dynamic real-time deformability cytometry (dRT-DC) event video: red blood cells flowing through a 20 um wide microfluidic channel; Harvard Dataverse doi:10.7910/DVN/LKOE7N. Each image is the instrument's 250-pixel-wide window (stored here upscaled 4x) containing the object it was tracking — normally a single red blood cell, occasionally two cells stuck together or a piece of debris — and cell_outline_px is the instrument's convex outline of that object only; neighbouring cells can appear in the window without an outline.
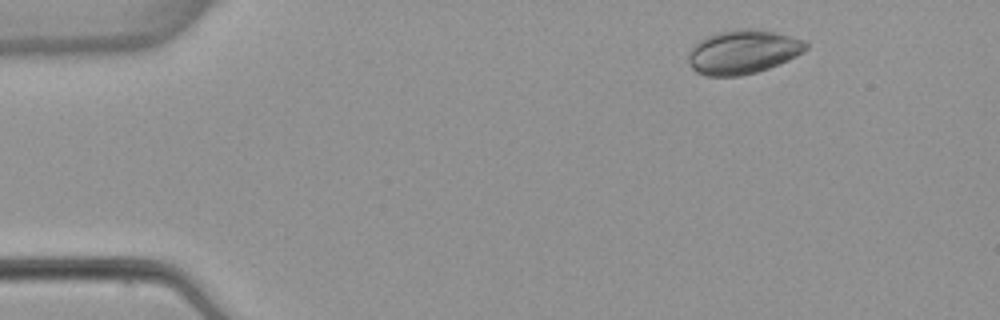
{"species": "common noctule bat (a hibernating species)", "species_latin": "Nyctalus noctula", "temperature_condition": "warm", "stored_images_in_passage": 4, "camera_frame_rate_fps": 3000, "um_per_image_px": 0.085, "animal": {"sex": "female", "body_mass_g": 22.7, "forearm_length_mm": 54.2}, "frame": {"image": 1, "passage_image": 2, "time_ms": 1.0, "image_size_px": [1000, 320], "cell_outline_px": [[808, 48], [804, 52], [788, 60], [768, 68], [756, 72], [740, 76], [704, 76], [696, 72], [692, 68], [688, 60], [688, 52], [700, 40], [708, 36], [720, 32], [736, 28], [756, 28], [804, 40], [808, 44]], "centroid_in_image_um": [63.14, 4.42], "position_along_channel_um": 21.9, "area_um2": 30.06}}
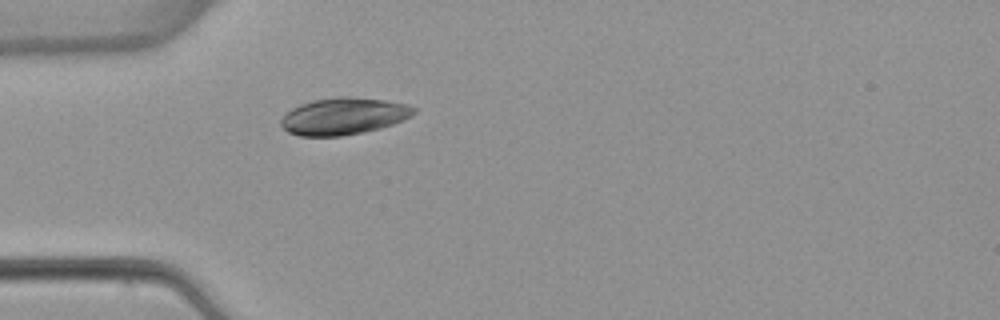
{"frame": {"image": 2, "passage_image": 4, "time_ms": 4.0, "image_size_px": [1000, 320], "cell_outline_px": [[416, 112], [412, 116], [392, 124], [380, 128], [340, 136], [300, 136], [288, 132], [280, 124], [280, 120], [292, 108], [300, 104], [312, 100], [336, 96], [352, 96], [384, 100], [404, 104], [416, 108]], "centroid_in_image_um": [29.19, 9.86], "position_along_channel_um": 55.8, "area_um2": 28.5}}